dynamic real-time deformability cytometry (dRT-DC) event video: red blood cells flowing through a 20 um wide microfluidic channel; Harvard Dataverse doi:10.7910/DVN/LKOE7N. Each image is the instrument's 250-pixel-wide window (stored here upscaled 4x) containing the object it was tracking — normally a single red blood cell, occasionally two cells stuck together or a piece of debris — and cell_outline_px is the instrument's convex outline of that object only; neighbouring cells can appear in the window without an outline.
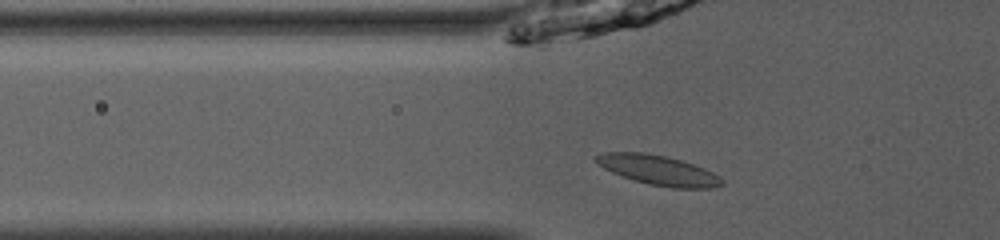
{"species": "common noctule bat (a hibernating species)", "species_latin": "Nyctalus noctula", "temperature_condition": "room temperature", "stored_images_in_passage": 35, "camera_frame_rate_fps": 3000, "um_per_image_px": 0.085, "animal": {"sex": "male", "body_mass_g": 13.0, "forearm_length_mm": 53.1}, "frame": {"image": 1, "passage_image": 3, "time_ms": 0.667, "image_size_px": [1000, 240], "cell_outline_px": [[724, 184], [712, 188], [672, 188], [652, 184], [636, 180], [612, 172], [604, 168], [592, 156], [604, 152], [644, 152], [668, 156], [704, 168], [720, 176], [724, 180]], "centroid_in_image_um": [55.99, 14.45], "position_along_channel_um": 69.8, "area_um2": 21.62}}
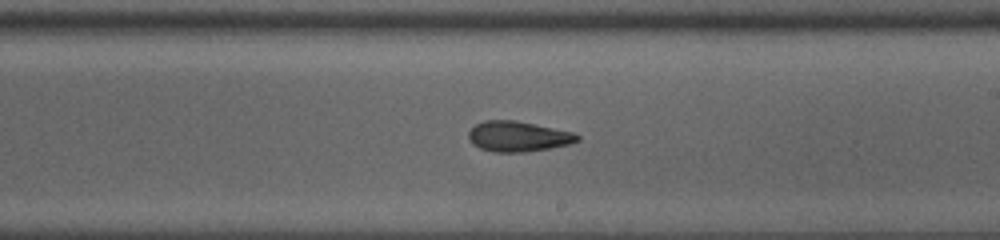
{"frame": {"image": 2, "passage_image": 16, "time_ms": 5.0, "image_size_px": [1000, 240], "cell_outline_px": [[580, 140], [568, 144], [548, 148], [524, 152], [496, 152], [480, 148], [472, 144], [468, 136], [468, 132], [476, 124], [484, 120], [516, 120], [572, 132], [580, 136]], "centroid_in_image_um": [44.01, 11.59], "position_along_channel_um": 245.0, "area_um2": 19.07}}
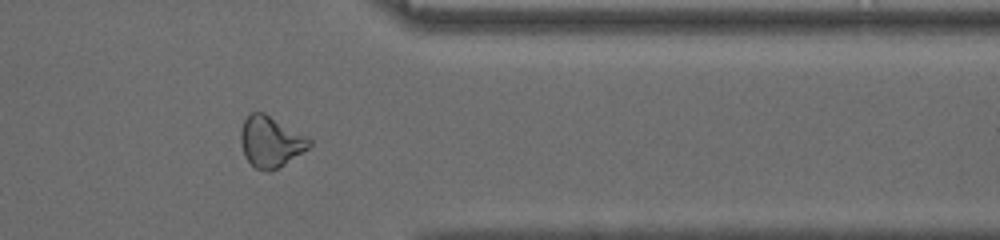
{"frame": {"image": 3, "passage_image": 27, "time_ms": 8.667, "image_size_px": [1000, 240], "cell_outline_px": [[312, 144], [308, 148], [284, 164], [268, 172], [256, 168], [244, 156], [240, 140], [240, 132], [244, 120], [252, 112], [264, 112], [308, 136], [312, 140]], "centroid_in_image_um": [23.0, 12.02], "position_along_channel_um": 388.4, "area_um2": 20.29}, "authors_computed_cell_mechanics": {"area_um2": 19.652, "velocity_mm_per_s": 4.0438, "shape_relaxation_time_tau1_ms": 3.7491, "shape_relaxation_time_tau2_ms": 3.921, "deformation_change_tau1": 0.1086, "deformation_change_tau2": 0.1062}}